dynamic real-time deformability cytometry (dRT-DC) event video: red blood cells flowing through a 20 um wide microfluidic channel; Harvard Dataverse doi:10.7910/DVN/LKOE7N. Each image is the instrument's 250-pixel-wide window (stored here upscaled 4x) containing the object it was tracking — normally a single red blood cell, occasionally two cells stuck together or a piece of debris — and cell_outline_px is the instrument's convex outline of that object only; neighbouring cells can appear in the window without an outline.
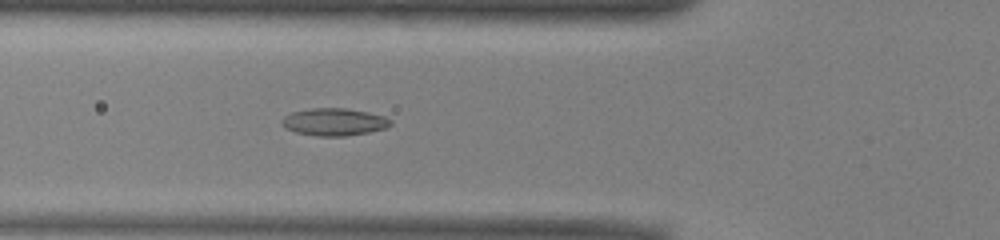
{"species": "common noctule bat (a hibernating species)", "species_latin": "Nyctalus noctula", "temperature_condition": "warm", "stored_images_in_passage": 50, "camera_frame_rate_fps": 3000, "um_per_image_px": 0.085, "animal": {"sex": "male", "body_mass_g": 13.0, "forearm_length_mm": 53.1}, "frame": {"image": 1, "passage_image": 17, "time_ms": 5.333, "image_size_px": [1000, 240], "cell_outline_px": [[392, 124], [384, 128], [368, 132], [344, 136], [316, 136], [296, 132], [288, 128], [280, 120], [284, 116], [292, 112], [312, 108], [344, 108], [368, 112], [384, 116], [392, 120]], "centroid_in_image_um": [28.42, 10.36], "position_along_channel_um": 97.4, "area_um2": 17.17}}
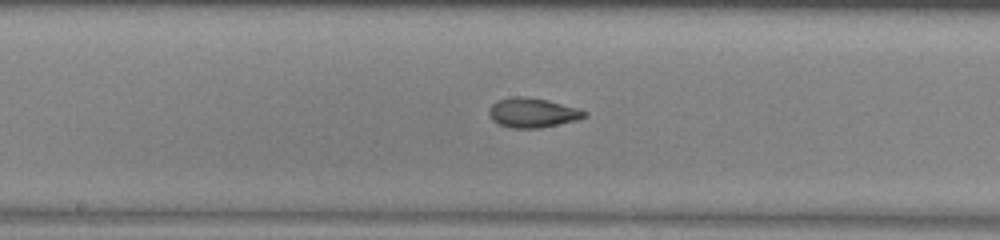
{"frame": {"image": 2, "passage_image": 25, "time_ms": 8.0, "image_size_px": [1000, 240], "cell_outline_px": [[588, 116], [576, 120], [540, 128], [512, 128], [500, 124], [492, 120], [488, 116], [488, 112], [492, 104], [496, 100], [512, 96], [524, 96], [548, 100], [576, 108], [588, 112]], "centroid_in_image_um": [45.24, 9.57], "position_along_channel_um": 203.0, "area_um2": 16.47}}
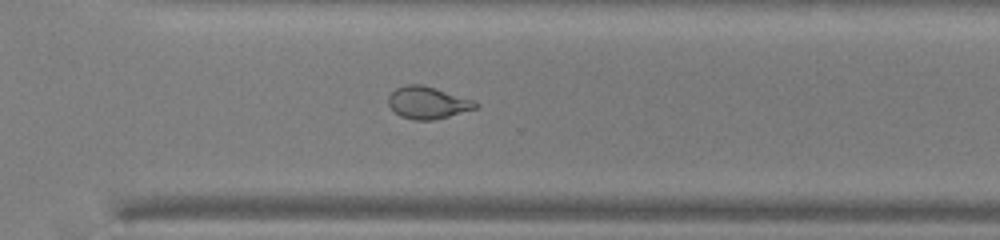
{"frame": {"image": 3, "passage_image": 35, "time_ms": 11.333, "image_size_px": [1000, 240], "cell_outline_px": [[480, 108], [432, 120], [412, 120], [400, 116], [388, 104], [388, 96], [396, 88], [404, 84], [420, 84], [436, 88], [476, 100], [480, 104]], "centroid_in_image_um": [36.4, 8.72], "position_along_channel_um": 334.2, "area_um2": 16.59}, "authors_computed_cell_mechanics": {"area_um2": 17.2822, "velocity_mm_per_s": 3.9469, "shape_relaxation_time_tau1_ms": 8.6145, "shape_relaxation_time_tau2_ms": 1.9038, "deformation_change_tau1": 0.2359, "deformation_change_tau2": 0.0888}}